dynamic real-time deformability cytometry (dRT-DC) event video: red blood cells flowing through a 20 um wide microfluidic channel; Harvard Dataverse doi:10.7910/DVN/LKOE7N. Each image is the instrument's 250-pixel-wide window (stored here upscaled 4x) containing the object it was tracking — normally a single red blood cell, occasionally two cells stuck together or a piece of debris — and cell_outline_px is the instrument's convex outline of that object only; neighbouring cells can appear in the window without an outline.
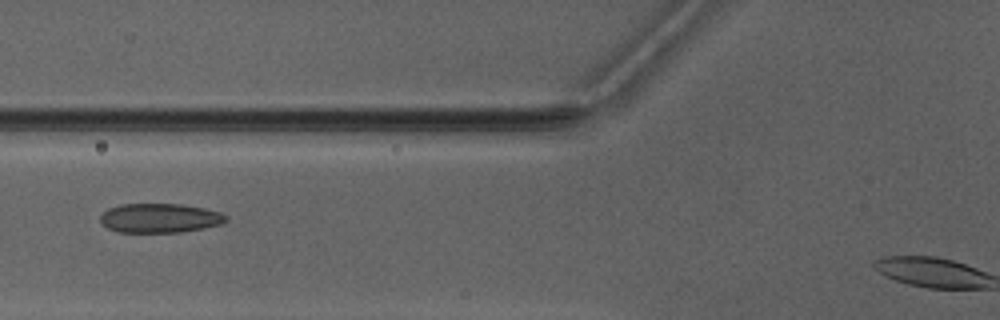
{"species": "Egyptian fruit bat (a non-hibernating species)", "species_latin": "Rousettus aegyptiacus", "temperature_condition": "warm", "stored_images_in_passage": 5, "camera_frame_rate_fps": 3000, "um_per_image_px": 0.085, "animal": {"sex": "male"}, "frame": {"image": 1, "passage_image": 4, "time_ms": 3.667, "image_size_px": [1000, 320], "cell_outline_px": [[228, 220], [220, 224], [204, 228], [180, 232], [116, 232], [108, 228], [100, 220], [100, 216], [108, 208], [120, 204], [180, 204], [204, 208], [220, 212], [228, 216]], "centroid_in_image_um": [13.59, 18.53], "position_along_channel_um": 112.2, "area_um2": 21.44}}
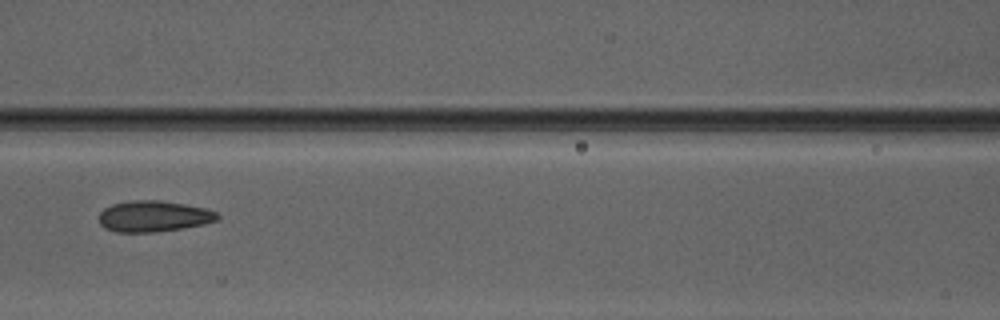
{"frame": {"image": 2, "passage_image": 5, "time_ms": 4.667, "image_size_px": [1000, 320], "cell_outline_px": [[220, 216], [216, 220], [204, 224], [156, 232], [116, 232], [104, 228], [100, 224], [100, 212], [104, 208], [112, 204], [132, 200], [160, 200], [184, 204], [204, 208], [216, 212]], "centroid_in_image_um": [13.03, 18.38], "position_along_channel_um": 153.6, "area_um2": 21.33}}